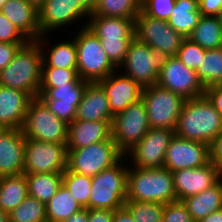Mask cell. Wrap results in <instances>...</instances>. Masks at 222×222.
Returning a JSON list of instances; mask_svg holds the SVG:
<instances>
[{
	"instance_id": "6da1fadb",
	"label": "cell",
	"mask_w": 222,
	"mask_h": 222,
	"mask_svg": "<svg viewBox=\"0 0 222 222\" xmlns=\"http://www.w3.org/2000/svg\"><path fill=\"white\" fill-rule=\"evenodd\" d=\"M181 138L210 145L222 133V116L205 95L186 100L175 128Z\"/></svg>"
},
{
	"instance_id": "7a4b0ae2",
	"label": "cell",
	"mask_w": 222,
	"mask_h": 222,
	"mask_svg": "<svg viewBox=\"0 0 222 222\" xmlns=\"http://www.w3.org/2000/svg\"><path fill=\"white\" fill-rule=\"evenodd\" d=\"M42 65L40 45L36 41H29L0 71V85L24 91L36 98L41 85Z\"/></svg>"
},
{
	"instance_id": "3957f363",
	"label": "cell",
	"mask_w": 222,
	"mask_h": 222,
	"mask_svg": "<svg viewBox=\"0 0 222 222\" xmlns=\"http://www.w3.org/2000/svg\"><path fill=\"white\" fill-rule=\"evenodd\" d=\"M127 174L126 200L150 201L167 204L176 201L173 174L165 167L139 168L133 167Z\"/></svg>"
},
{
	"instance_id": "277c9868",
	"label": "cell",
	"mask_w": 222,
	"mask_h": 222,
	"mask_svg": "<svg viewBox=\"0 0 222 222\" xmlns=\"http://www.w3.org/2000/svg\"><path fill=\"white\" fill-rule=\"evenodd\" d=\"M125 159L126 156L112 167L92 177L88 209L116 210L124 206L127 196L128 167H130V165L125 166Z\"/></svg>"
},
{
	"instance_id": "5b68a950",
	"label": "cell",
	"mask_w": 222,
	"mask_h": 222,
	"mask_svg": "<svg viewBox=\"0 0 222 222\" xmlns=\"http://www.w3.org/2000/svg\"><path fill=\"white\" fill-rule=\"evenodd\" d=\"M74 39L77 50V73L82 80L98 82L118 71L102 48L100 39L86 25Z\"/></svg>"
},
{
	"instance_id": "8992f818",
	"label": "cell",
	"mask_w": 222,
	"mask_h": 222,
	"mask_svg": "<svg viewBox=\"0 0 222 222\" xmlns=\"http://www.w3.org/2000/svg\"><path fill=\"white\" fill-rule=\"evenodd\" d=\"M67 169L93 177L118 163L125 155L118 149L112 137L81 149H67Z\"/></svg>"
},
{
	"instance_id": "52a82bcc",
	"label": "cell",
	"mask_w": 222,
	"mask_h": 222,
	"mask_svg": "<svg viewBox=\"0 0 222 222\" xmlns=\"http://www.w3.org/2000/svg\"><path fill=\"white\" fill-rule=\"evenodd\" d=\"M22 130L29 139L67 144L68 123L51 112L39 97L31 100Z\"/></svg>"
},
{
	"instance_id": "ba28073f",
	"label": "cell",
	"mask_w": 222,
	"mask_h": 222,
	"mask_svg": "<svg viewBox=\"0 0 222 222\" xmlns=\"http://www.w3.org/2000/svg\"><path fill=\"white\" fill-rule=\"evenodd\" d=\"M141 98L146 106L150 128L175 130L186 99L158 84L144 87Z\"/></svg>"
},
{
	"instance_id": "9c48e42d",
	"label": "cell",
	"mask_w": 222,
	"mask_h": 222,
	"mask_svg": "<svg viewBox=\"0 0 222 222\" xmlns=\"http://www.w3.org/2000/svg\"><path fill=\"white\" fill-rule=\"evenodd\" d=\"M135 38L156 50L163 58L176 56L185 37L167 21L147 16L142 11L134 20Z\"/></svg>"
},
{
	"instance_id": "30bf717a",
	"label": "cell",
	"mask_w": 222,
	"mask_h": 222,
	"mask_svg": "<svg viewBox=\"0 0 222 222\" xmlns=\"http://www.w3.org/2000/svg\"><path fill=\"white\" fill-rule=\"evenodd\" d=\"M111 127L112 139L118 149L126 155L150 128L146 106L142 98L115 115Z\"/></svg>"
},
{
	"instance_id": "8fae6325",
	"label": "cell",
	"mask_w": 222,
	"mask_h": 222,
	"mask_svg": "<svg viewBox=\"0 0 222 222\" xmlns=\"http://www.w3.org/2000/svg\"><path fill=\"white\" fill-rule=\"evenodd\" d=\"M163 59L156 50L134 38L119 68L123 67V74L144 88L157 84Z\"/></svg>"
},
{
	"instance_id": "7c38bea8",
	"label": "cell",
	"mask_w": 222,
	"mask_h": 222,
	"mask_svg": "<svg viewBox=\"0 0 222 222\" xmlns=\"http://www.w3.org/2000/svg\"><path fill=\"white\" fill-rule=\"evenodd\" d=\"M67 144L26 138L24 174L63 173L67 169Z\"/></svg>"
},
{
	"instance_id": "4fadbf2b",
	"label": "cell",
	"mask_w": 222,
	"mask_h": 222,
	"mask_svg": "<svg viewBox=\"0 0 222 222\" xmlns=\"http://www.w3.org/2000/svg\"><path fill=\"white\" fill-rule=\"evenodd\" d=\"M157 84L186 100L203 96L205 93L197 72L184 65L177 56L163 59Z\"/></svg>"
},
{
	"instance_id": "5bb4252c",
	"label": "cell",
	"mask_w": 222,
	"mask_h": 222,
	"mask_svg": "<svg viewBox=\"0 0 222 222\" xmlns=\"http://www.w3.org/2000/svg\"><path fill=\"white\" fill-rule=\"evenodd\" d=\"M174 135V130L149 128L145 136L125 156L129 154L128 158H132L134 167L148 169L164 167L166 150Z\"/></svg>"
},
{
	"instance_id": "9a60e30c",
	"label": "cell",
	"mask_w": 222,
	"mask_h": 222,
	"mask_svg": "<svg viewBox=\"0 0 222 222\" xmlns=\"http://www.w3.org/2000/svg\"><path fill=\"white\" fill-rule=\"evenodd\" d=\"M89 82H68L56 88H40L38 97L59 119L70 123L76 118L77 106Z\"/></svg>"
},
{
	"instance_id": "2e32d148",
	"label": "cell",
	"mask_w": 222,
	"mask_h": 222,
	"mask_svg": "<svg viewBox=\"0 0 222 222\" xmlns=\"http://www.w3.org/2000/svg\"><path fill=\"white\" fill-rule=\"evenodd\" d=\"M210 161L209 145L181 138L176 134L170 140L164 159V167L171 172L197 168Z\"/></svg>"
},
{
	"instance_id": "e0dca14e",
	"label": "cell",
	"mask_w": 222,
	"mask_h": 222,
	"mask_svg": "<svg viewBox=\"0 0 222 222\" xmlns=\"http://www.w3.org/2000/svg\"><path fill=\"white\" fill-rule=\"evenodd\" d=\"M38 12L41 36L91 14L80 0H46Z\"/></svg>"
},
{
	"instance_id": "ac0fdd59",
	"label": "cell",
	"mask_w": 222,
	"mask_h": 222,
	"mask_svg": "<svg viewBox=\"0 0 222 222\" xmlns=\"http://www.w3.org/2000/svg\"><path fill=\"white\" fill-rule=\"evenodd\" d=\"M176 199L182 201L188 196L199 194L215 185L222 178V170L211 161L197 167L172 172Z\"/></svg>"
},
{
	"instance_id": "d6986e66",
	"label": "cell",
	"mask_w": 222,
	"mask_h": 222,
	"mask_svg": "<svg viewBox=\"0 0 222 222\" xmlns=\"http://www.w3.org/2000/svg\"><path fill=\"white\" fill-rule=\"evenodd\" d=\"M116 72L98 81L106 92L113 116L121 113L131 104L140 100L143 89L132 78L123 73H121L122 75H117Z\"/></svg>"
},
{
	"instance_id": "ffe728a7",
	"label": "cell",
	"mask_w": 222,
	"mask_h": 222,
	"mask_svg": "<svg viewBox=\"0 0 222 222\" xmlns=\"http://www.w3.org/2000/svg\"><path fill=\"white\" fill-rule=\"evenodd\" d=\"M25 140L22 129H7L0 137V177L24 173Z\"/></svg>"
},
{
	"instance_id": "44dd1931",
	"label": "cell",
	"mask_w": 222,
	"mask_h": 222,
	"mask_svg": "<svg viewBox=\"0 0 222 222\" xmlns=\"http://www.w3.org/2000/svg\"><path fill=\"white\" fill-rule=\"evenodd\" d=\"M32 99L24 91L0 85V125L22 129Z\"/></svg>"
},
{
	"instance_id": "7402d4cb",
	"label": "cell",
	"mask_w": 222,
	"mask_h": 222,
	"mask_svg": "<svg viewBox=\"0 0 222 222\" xmlns=\"http://www.w3.org/2000/svg\"><path fill=\"white\" fill-rule=\"evenodd\" d=\"M109 100L106 92L98 82H89L84 90L82 100L77 106L76 118L83 121H108L112 125Z\"/></svg>"
},
{
	"instance_id": "603a6c76",
	"label": "cell",
	"mask_w": 222,
	"mask_h": 222,
	"mask_svg": "<svg viewBox=\"0 0 222 222\" xmlns=\"http://www.w3.org/2000/svg\"><path fill=\"white\" fill-rule=\"evenodd\" d=\"M112 137L108 121H83L75 119L68 124L67 149H81Z\"/></svg>"
},
{
	"instance_id": "cb8c5ba5",
	"label": "cell",
	"mask_w": 222,
	"mask_h": 222,
	"mask_svg": "<svg viewBox=\"0 0 222 222\" xmlns=\"http://www.w3.org/2000/svg\"><path fill=\"white\" fill-rule=\"evenodd\" d=\"M0 11L29 41H36L41 37L39 12L26 0H7Z\"/></svg>"
},
{
	"instance_id": "d4e9b609",
	"label": "cell",
	"mask_w": 222,
	"mask_h": 222,
	"mask_svg": "<svg viewBox=\"0 0 222 222\" xmlns=\"http://www.w3.org/2000/svg\"><path fill=\"white\" fill-rule=\"evenodd\" d=\"M134 20L135 18L99 16L91 12L86 26L99 39H134Z\"/></svg>"
},
{
	"instance_id": "484cf974",
	"label": "cell",
	"mask_w": 222,
	"mask_h": 222,
	"mask_svg": "<svg viewBox=\"0 0 222 222\" xmlns=\"http://www.w3.org/2000/svg\"><path fill=\"white\" fill-rule=\"evenodd\" d=\"M194 222L222 209V178L199 194L182 200Z\"/></svg>"
},
{
	"instance_id": "4316f807",
	"label": "cell",
	"mask_w": 222,
	"mask_h": 222,
	"mask_svg": "<svg viewBox=\"0 0 222 222\" xmlns=\"http://www.w3.org/2000/svg\"><path fill=\"white\" fill-rule=\"evenodd\" d=\"M200 17L199 0H176L167 22L175 31L188 38Z\"/></svg>"
},
{
	"instance_id": "83f0119b",
	"label": "cell",
	"mask_w": 222,
	"mask_h": 222,
	"mask_svg": "<svg viewBox=\"0 0 222 222\" xmlns=\"http://www.w3.org/2000/svg\"><path fill=\"white\" fill-rule=\"evenodd\" d=\"M46 35H42L36 40L40 45V49L43 57V65L54 68H77V50L75 39L69 41H62L61 43H56L54 47L48 49L49 53L45 52V47L43 44H46L48 41L45 39ZM43 39V40H42ZM46 40V41H44ZM45 42V43H44ZM44 50V51H43Z\"/></svg>"
},
{
	"instance_id": "f1b7e54d",
	"label": "cell",
	"mask_w": 222,
	"mask_h": 222,
	"mask_svg": "<svg viewBox=\"0 0 222 222\" xmlns=\"http://www.w3.org/2000/svg\"><path fill=\"white\" fill-rule=\"evenodd\" d=\"M27 196V179L24 173L0 177V209L9 213Z\"/></svg>"
},
{
	"instance_id": "f546056e",
	"label": "cell",
	"mask_w": 222,
	"mask_h": 222,
	"mask_svg": "<svg viewBox=\"0 0 222 222\" xmlns=\"http://www.w3.org/2000/svg\"><path fill=\"white\" fill-rule=\"evenodd\" d=\"M28 195L46 204L62 185L63 173L25 174Z\"/></svg>"
},
{
	"instance_id": "4dcf8cb0",
	"label": "cell",
	"mask_w": 222,
	"mask_h": 222,
	"mask_svg": "<svg viewBox=\"0 0 222 222\" xmlns=\"http://www.w3.org/2000/svg\"><path fill=\"white\" fill-rule=\"evenodd\" d=\"M82 207L62 184L55 195L46 203L47 222H63Z\"/></svg>"
},
{
	"instance_id": "1f68e13d",
	"label": "cell",
	"mask_w": 222,
	"mask_h": 222,
	"mask_svg": "<svg viewBox=\"0 0 222 222\" xmlns=\"http://www.w3.org/2000/svg\"><path fill=\"white\" fill-rule=\"evenodd\" d=\"M205 50L222 47V27L217 16H201L188 37Z\"/></svg>"
},
{
	"instance_id": "d6a6232c",
	"label": "cell",
	"mask_w": 222,
	"mask_h": 222,
	"mask_svg": "<svg viewBox=\"0 0 222 222\" xmlns=\"http://www.w3.org/2000/svg\"><path fill=\"white\" fill-rule=\"evenodd\" d=\"M196 72L204 88L220 85L222 82V47L206 50Z\"/></svg>"
},
{
	"instance_id": "836d02e7",
	"label": "cell",
	"mask_w": 222,
	"mask_h": 222,
	"mask_svg": "<svg viewBox=\"0 0 222 222\" xmlns=\"http://www.w3.org/2000/svg\"><path fill=\"white\" fill-rule=\"evenodd\" d=\"M141 12L137 0H98L93 14L118 18H135Z\"/></svg>"
},
{
	"instance_id": "e575fe53",
	"label": "cell",
	"mask_w": 222,
	"mask_h": 222,
	"mask_svg": "<svg viewBox=\"0 0 222 222\" xmlns=\"http://www.w3.org/2000/svg\"><path fill=\"white\" fill-rule=\"evenodd\" d=\"M9 222H47L46 204L28 195L9 212Z\"/></svg>"
},
{
	"instance_id": "d590c367",
	"label": "cell",
	"mask_w": 222,
	"mask_h": 222,
	"mask_svg": "<svg viewBox=\"0 0 222 222\" xmlns=\"http://www.w3.org/2000/svg\"><path fill=\"white\" fill-rule=\"evenodd\" d=\"M92 177L69 171L63 172L62 184L76 198L82 208L88 209Z\"/></svg>"
},
{
	"instance_id": "8d00e7d4",
	"label": "cell",
	"mask_w": 222,
	"mask_h": 222,
	"mask_svg": "<svg viewBox=\"0 0 222 222\" xmlns=\"http://www.w3.org/2000/svg\"><path fill=\"white\" fill-rule=\"evenodd\" d=\"M124 206L130 211L135 222H162L164 204L126 200Z\"/></svg>"
},
{
	"instance_id": "74e56055",
	"label": "cell",
	"mask_w": 222,
	"mask_h": 222,
	"mask_svg": "<svg viewBox=\"0 0 222 222\" xmlns=\"http://www.w3.org/2000/svg\"><path fill=\"white\" fill-rule=\"evenodd\" d=\"M77 68H54L42 66V78L40 88H56L68 85V82H81Z\"/></svg>"
},
{
	"instance_id": "f35d334b",
	"label": "cell",
	"mask_w": 222,
	"mask_h": 222,
	"mask_svg": "<svg viewBox=\"0 0 222 222\" xmlns=\"http://www.w3.org/2000/svg\"><path fill=\"white\" fill-rule=\"evenodd\" d=\"M205 51L190 38H185L176 56L184 65L196 71L204 58Z\"/></svg>"
},
{
	"instance_id": "ab89813d",
	"label": "cell",
	"mask_w": 222,
	"mask_h": 222,
	"mask_svg": "<svg viewBox=\"0 0 222 222\" xmlns=\"http://www.w3.org/2000/svg\"><path fill=\"white\" fill-rule=\"evenodd\" d=\"M132 41L133 39H100L102 48L117 68L124 62Z\"/></svg>"
},
{
	"instance_id": "60d3db41",
	"label": "cell",
	"mask_w": 222,
	"mask_h": 222,
	"mask_svg": "<svg viewBox=\"0 0 222 222\" xmlns=\"http://www.w3.org/2000/svg\"><path fill=\"white\" fill-rule=\"evenodd\" d=\"M176 0H145L141 11L149 17L168 21Z\"/></svg>"
},
{
	"instance_id": "b9f144b4",
	"label": "cell",
	"mask_w": 222,
	"mask_h": 222,
	"mask_svg": "<svg viewBox=\"0 0 222 222\" xmlns=\"http://www.w3.org/2000/svg\"><path fill=\"white\" fill-rule=\"evenodd\" d=\"M162 222H194L186 205L179 200L164 205Z\"/></svg>"
},
{
	"instance_id": "7bdbcfd3",
	"label": "cell",
	"mask_w": 222,
	"mask_h": 222,
	"mask_svg": "<svg viewBox=\"0 0 222 222\" xmlns=\"http://www.w3.org/2000/svg\"><path fill=\"white\" fill-rule=\"evenodd\" d=\"M0 42L4 43L29 42V40L1 11H0Z\"/></svg>"
},
{
	"instance_id": "ee69618b",
	"label": "cell",
	"mask_w": 222,
	"mask_h": 222,
	"mask_svg": "<svg viewBox=\"0 0 222 222\" xmlns=\"http://www.w3.org/2000/svg\"><path fill=\"white\" fill-rule=\"evenodd\" d=\"M25 44L27 43L0 42V71L12 61L18 50Z\"/></svg>"
},
{
	"instance_id": "f6af8a7d",
	"label": "cell",
	"mask_w": 222,
	"mask_h": 222,
	"mask_svg": "<svg viewBox=\"0 0 222 222\" xmlns=\"http://www.w3.org/2000/svg\"><path fill=\"white\" fill-rule=\"evenodd\" d=\"M204 95L222 116V86L212 85L206 87Z\"/></svg>"
},
{
	"instance_id": "bcb514c9",
	"label": "cell",
	"mask_w": 222,
	"mask_h": 222,
	"mask_svg": "<svg viewBox=\"0 0 222 222\" xmlns=\"http://www.w3.org/2000/svg\"><path fill=\"white\" fill-rule=\"evenodd\" d=\"M222 9V0H199L201 16H217Z\"/></svg>"
},
{
	"instance_id": "7dc6e473",
	"label": "cell",
	"mask_w": 222,
	"mask_h": 222,
	"mask_svg": "<svg viewBox=\"0 0 222 222\" xmlns=\"http://www.w3.org/2000/svg\"><path fill=\"white\" fill-rule=\"evenodd\" d=\"M210 161L222 170V133L209 145Z\"/></svg>"
},
{
	"instance_id": "c3c4849f",
	"label": "cell",
	"mask_w": 222,
	"mask_h": 222,
	"mask_svg": "<svg viewBox=\"0 0 222 222\" xmlns=\"http://www.w3.org/2000/svg\"><path fill=\"white\" fill-rule=\"evenodd\" d=\"M114 210L88 209V222H112Z\"/></svg>"
},
{
	"instance_id": "681fc988",
	"label": "cell",
	"mask_w": 222,
	"mask_h": 222,
	"mask_svg": "<svg viewBox=\"0 0 222 222\" xmlns=\"http://www.w3.org/2000/svg\"><path fill=\"white\" fill-rule=\"evenodd\" d=\"M112 222H135V220L130 211L123 206L122 208L114 210Z\"/></svg>"
},
{
	"instance_id": "f907efd6",
	"label": "cell",
	"mask_w": 222,
	"mask_h": 222,
	"mask_svg": "<svg viewBox=\"0 0 222 222\" xmlns=\"http://www.w3.org/2000/svg\"><path fill=\"white\" fill-rule=\"evenodd\" d=\"M63 222H88V209L82 208Z\"/></svg>"
},
{
	"instance_id": "816d5d0a",
	"label": "cell",
	"mask_w": 222,
	"mask_h": 222,
	"mask_svg": "<svg viewBox=\"0 0 222 222\" xmlns=\"http://www.w3.org/2000/svg\"><path fill=\"white\" fill-rule=\"evenodd\" d=\"M198 222H222V209L206 216Z\"/></svg>"
},
{
	"instance_id": "f5cc1de1",
	"label": "cell",
	"mask_w": 222,
	"mask_h": 222,
	"mask_svg": "<svg viewBox=\"0 0 222 222\" xmlns=\"http://www.w3.org/2000/svg\"><path fill=\"white\" fill-rule=\"evenodd\" d=\"M80 2L90 11L93 12L95 9L98 0H80Z\"/></svg>"
},
{
	"instance_id": "db71d44e",
	"label": "cell",
	"mask_w": 222,
	"mask_h": 222,
	"mask_svg": "<svg viewBox=\"0 0 222 222\" xmlns=\"http://www.w3.org/2000/svg\"><path fill=\"white\" fill-rule=\"evenodd\" d=\"M30 5L34 6L37 10H39L46 0H26Z\"/></svg>"
},
{
	"instance_id": "11a10c76",
	"label": "cell",
	"mask_w": 222,
	"mask_h": 222,
	"mask_svg": "<svg viewBox=\"0 0 222 222\" xmlns=\"http://www.w3.org/2000/svg\"><path fill=\"white\" fill-rule=\"evenodd\" d=\"M0 222H9V213L0 209Z\"/></svg>"
},
{
	"instance_id": "9f6ffc18",
	"label": "cell",
	"mask_w": 222,
	"mask_h": 222,
	"mask_svg": "<svg viewBox=\"0 0 222 222\" xmlns=\"http://www.w3.org/2000/svg\"><path fill=\"white\" fill-rule=\"evenodd\" d=\"M7 130V128L3 125H0V137L3 135V133Z\"/></svg>"
},
{
	"instance_id": "6f0895ef",
	"label": "cell",
	"mask_w": 222,
	"mask_h": 222,
	"mask_svg": "<svg viewBox=\"0 0 222 222\" xmlns=\"http://www.w3.org/2000/svg\"><path fill=\"white\" fill-rule=\"evenodd\" d=\"M217 17H218L220 25L222 27V9H221L220 13L217 15Z\"/></svg>"
},
{
	"instance_id": "680465c9",
	"label": "cell",
	"mask_w": 222,
	"mask_h": 222,
	"mask_svg": "<svg viewBox=\"0 0 222 222\" xmlns=\"http://www.w3.org/2000/svg\"><path fill=\"white\" fill-rule=\"evenodd\" d=\"M7 0H0V9L1 7L4 5V3L6 2Z\"/></svg>"
},
{
	"instance_id": "91938a15",
	"label": "cell",
	"mask_w": 222,
	"mask_h": 222,
	"mask_svg": "<svg viewBox=\"0 0 222 222\" xmlns=\"http://www.w3.org/2000/svg\"><path fill=\"white\" fill-rule=\"evenodd\" d=\"M145 0H137V2L141 5Z\"/></svg>"
}]
</instances>
